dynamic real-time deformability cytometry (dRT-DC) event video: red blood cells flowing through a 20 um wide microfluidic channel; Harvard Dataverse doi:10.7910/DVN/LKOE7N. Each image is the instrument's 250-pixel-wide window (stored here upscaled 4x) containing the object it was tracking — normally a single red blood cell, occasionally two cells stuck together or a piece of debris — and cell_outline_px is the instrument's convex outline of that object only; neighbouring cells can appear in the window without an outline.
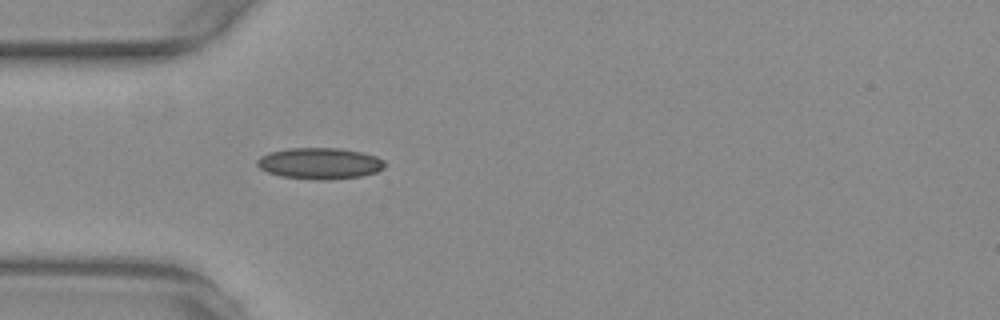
{"species": "common noctule bat (a hibernating species)", "species_latin": "Nyctalus noctula", "temperature_condition": "warm", "stored_images_in_passage": 40, "camera_frame_rate_fps": 3000, "um_per_image_px": 0.085, "animal": {"sex": "female", "body_mass_g": 29.2, "forearm_length_mm": 56.3}, "frame": {"image": 1, "passage_image": 1, "time_ms": 0.0, "image_size_px": [1000, 320], "cell_outline_px": [[384, 168], [376, 172], [364, 176], [332, 180], [316, 180], [280, 176], [268, 172], [260, 168], [256, 164], [256, 160], [260, 156], [268, 152], [288, 148], [340, 148], [360, 152], [376, 156], [384, 160]], "centroid_in_image_um": [27.17, 13.89], "position_along_channel_um": 57.8, "area_um2": 23.52}}
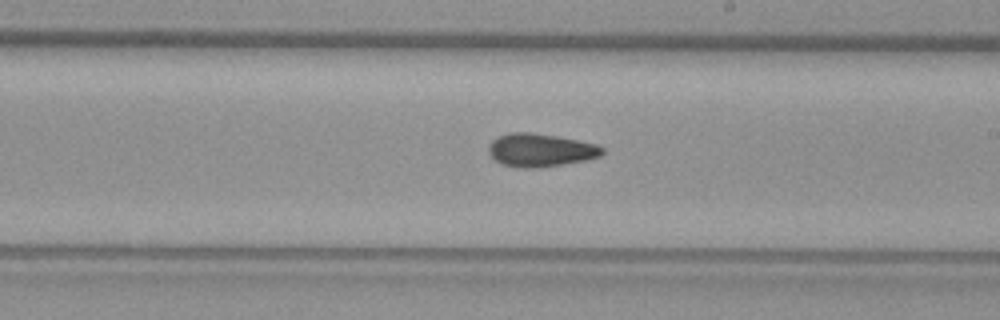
{"frame": {"image": 2, "passage_image": 16, "time_ms": 5.0, "image_size_px": [1000, 320], "cell_outline_px": [[604, 152], [600, 156], [588, 160], [540, 168], [520, 168], [500, 164], [488, 152], [488, 148], [492, 140], [508, 132], [532, 132], [556, 136], [596, 144], [604, 148]], "centroid_in_image_um": [45.94, 12.77], "position_along_channel_um": 243.1, "area_um2": 22.08}}
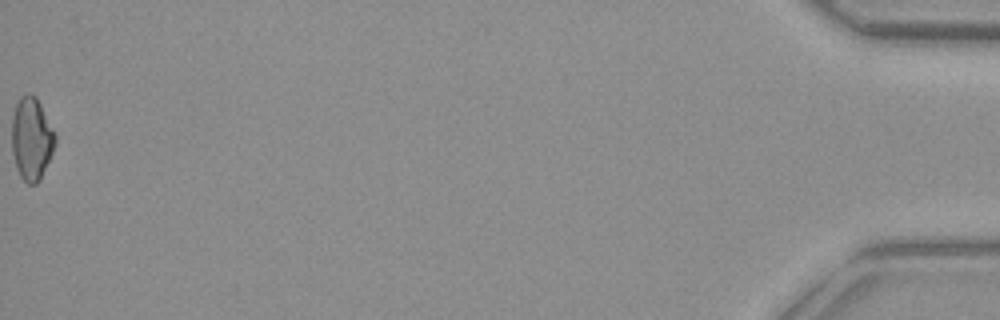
{"frame": {"image": 3, "passage_image": 40, "time_ms": 13.0, "image_size_px": [1000, 320], "cell_outline_px": [[56, 144], [40, 180], [36, 184], [28, 184], [20, 176], [16, 168], [12, 152], [12, 116], [16, 104], [20, 96], [28, 92], [36, 96], [56, 136]], "centroid_in_image_um": [2.67, 11.79], "position_along_channel_um": 432.5, "area_um2": 20.92}, "authors_computed_cell_mechanics": {"area_um2": 20.8947, "velocity_mm_per_s": 3.7519, "shape_relaxation_time_tau1_ms": null, "shape_relaxation_time_tau2_ms": 7.3273, "deformation_change_tau1": null, "deformation_change_tau2": 0.1362}}